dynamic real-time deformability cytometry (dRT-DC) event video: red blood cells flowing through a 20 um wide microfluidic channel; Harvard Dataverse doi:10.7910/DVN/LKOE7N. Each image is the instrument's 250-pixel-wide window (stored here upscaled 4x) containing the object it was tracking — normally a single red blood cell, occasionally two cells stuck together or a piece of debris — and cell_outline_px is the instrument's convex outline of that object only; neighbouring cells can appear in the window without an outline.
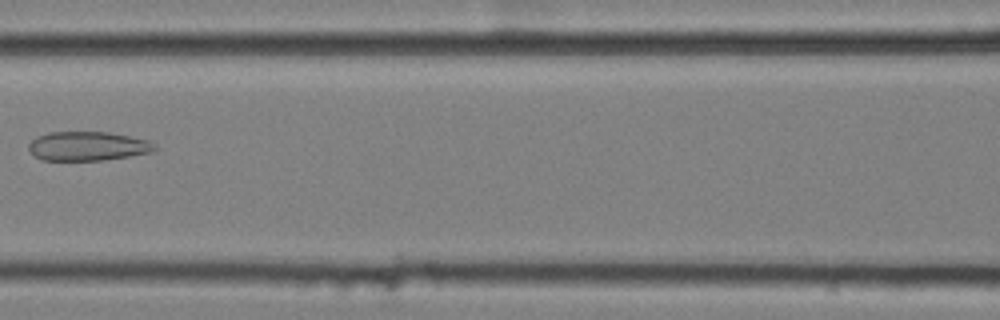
{"species": "common noctule bat (a hibernating species)", "species_latin": "Nyctalus noctula", "temperature_condition": "cold", "stored_images_in_passage": 8, "camera_frame_rate_fps": 3000, "um_per_image_px": 0.085, "animal": {"sex": "female", "body_mass_g": 25.1}, "frame": {"image": 1, "passage_image": 8, "time_ms": 2.333, "image_size_px": [1000, 320], "cell_outline_px": [[156, 148], [152, 152], [104, 160], [40, 160], [28, 148], [28, 144], [36, 136], [48, 132], [108, 132], [148, 140], [156, 144]], "centroid_in_image_um": [7.44, 12.42], "position_along_channel_um": 159.2, "area_um2": 21.33}}